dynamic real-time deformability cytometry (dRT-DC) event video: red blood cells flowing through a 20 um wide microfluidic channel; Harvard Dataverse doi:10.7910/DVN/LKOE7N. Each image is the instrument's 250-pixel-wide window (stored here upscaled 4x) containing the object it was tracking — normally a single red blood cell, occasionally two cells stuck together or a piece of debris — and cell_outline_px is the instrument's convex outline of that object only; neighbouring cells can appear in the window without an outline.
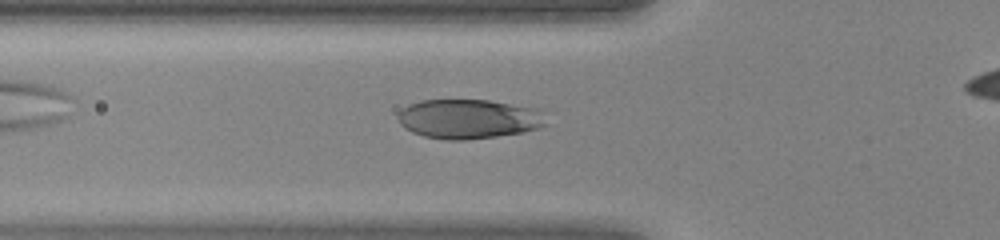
{"species": "human", "species_latin": "Homo sapiens", "temperature_condition": "warm", "stored_images_in_passage": 45, "camera_frame_rate_fps": 3000, "um_per_image_px": 0.085, "donor": {"sex": "female"}, "frame": {"image": 1, "passage_image": 17, "time_ms": 5.333, "image_size_px": [1000, 240], "cell_outline_px": [[544, 124], [540, 128], [524, 132], [496, 136], [464, 140], [448, 140], [424, 136], [412, 132], [404, 128], [400, 124], [400, 112], [404, 108], [412, 104], [424, 100], [488, 100], [528, 108]], "centroid_in_image_um": [39.7, 10.13], "position_along_channel_um": 86.1, "area_um2": 32.71}}
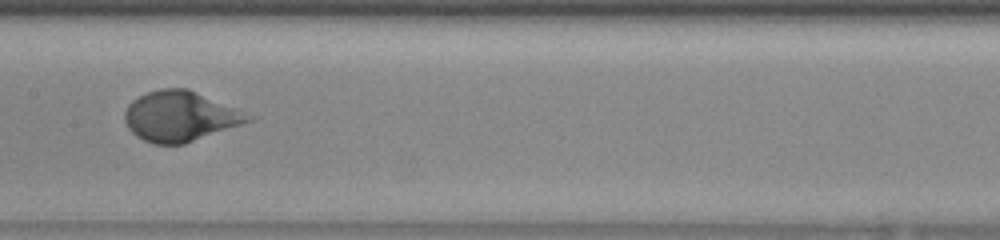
{"frame": {"image": 2, "passage_image": 24, "time_ms": 7.667, "image_size_px": [1000, 240], "cell_outline_px": [[252, 120], [184, 144], [152, 144], [136, 136], [128, 128], [124, 120], [124, 112], [128, 104], [132, 100], [148, 92], [160, 88], [188, 88], [232, 108]], "centroid_in_image_um": [15.17, 9.89], "position_along_channel_um": 192.2, "area_um2": 35.14}}
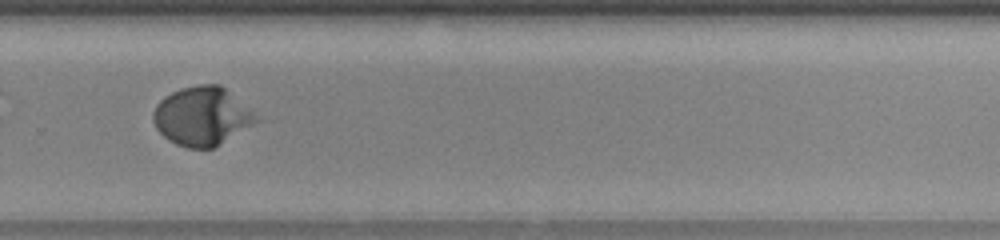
{"frame": {"image": 3, "passage_image": 32, "time_ms": 10.333, "image_size_px": [1000, 240], "cell_outline_px": [[260, 120], [220, 144], [212, 148], [188, 148], [176, 144], [168, 140], [156, 128], [152, 120], [152, 112], [156, 104], [164, 96], [180, 88], [200, 84], [220, 84], [252, 112]], "centroid_in_image_um": [17.11, 9.88], "position_along_channel_um": 312.7, "area_um2": 34.85}}